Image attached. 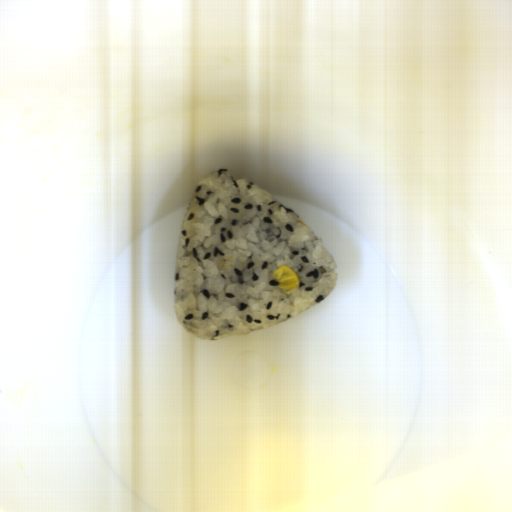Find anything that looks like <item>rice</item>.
Returning a JSON list of instances; mask_svg holds the SVG:
<instances>
[{"mask_svg":"<svg viewBox=\"0 0 512 512\" xmlns=\"http://www.w3.org/2000/svg\"><path fill=\"white\" fill-rule=\"evenodd\" d=\"M286 265L299 279L289 292L271 277ZM337 281L333 253L292 209L225 168L201 178L174 259L182 330L209 341L253 333L319 304Z\"/></svg>","mask_w":512,"mask_h":512,"instance_id":"rice-1","label":"rice"}]
</instances>
